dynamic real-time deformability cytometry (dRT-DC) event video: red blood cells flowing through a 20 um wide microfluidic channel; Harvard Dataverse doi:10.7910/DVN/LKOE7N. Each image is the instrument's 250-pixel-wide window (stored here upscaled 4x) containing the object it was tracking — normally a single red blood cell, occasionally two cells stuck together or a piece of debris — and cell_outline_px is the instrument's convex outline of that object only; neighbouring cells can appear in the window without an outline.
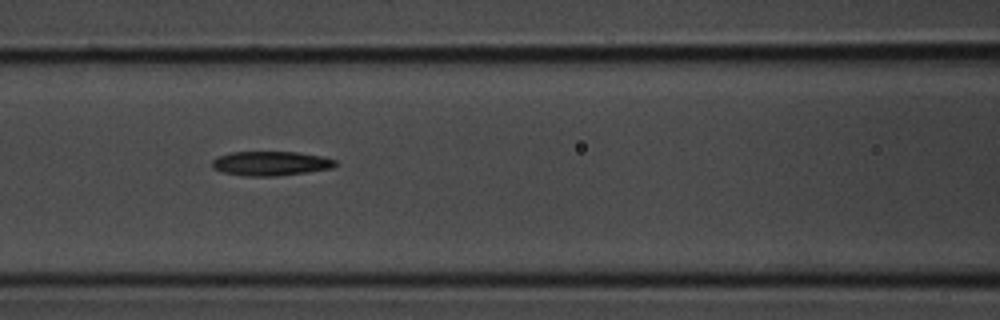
{"species": "common noctule bat (a hibernating species)", "species_latin": "Nyctalus noctula", "temperature_condition": "room temperature", "stored_images_in_passage": 7, "camera_frame_rate_fps": 3000, "um_per_image_px": 0.085, "animal": {"sex": "male", "body_mass_g": 20.1, "forearm_length_mm": 53.5}, "frame": {"image": 1, "passage_image": 6, "time_ms": 1.667, "image_size_px": [1000, 320], "cell_outline_px": [[336, 164], [332, 168], [308, 172], [276, 176], [244, 176], [224, 172], [212, 168], [212, 160], [220, 156], [232, 152], [300, 152], [324, 156], [336, 160]], "centroid_in_image_um": [23.04, 13.89], "position_along_channel_um": 143.6, "area_um2": 17.51}}
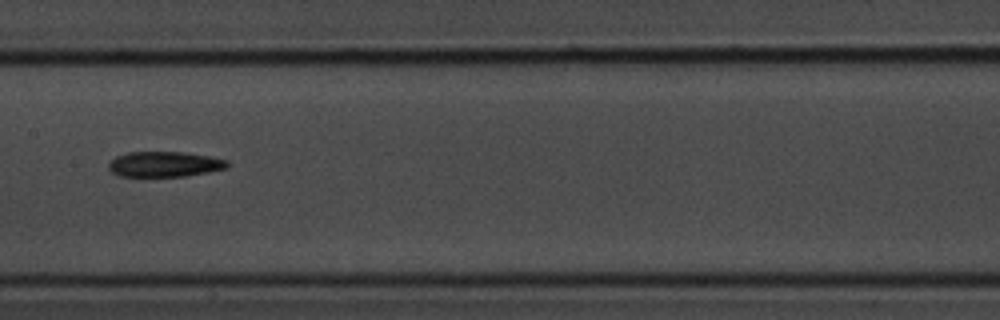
{"frame": {"image": 2, "passage_image": 7, "time_ms": 2.0, "image_size_px": [1000, 320], "cell_outline_px": [[228, 168], [208, 172], [184, 176], [116, 176], [108, 168], [108, 164], [116, 156], [128, 152], [184, 152], [208, 156], [228, 160]], "centroid_in_image_um": [13.97, 13.96], "position_along_channel_um": 193.4, "area_um2": 17.51}}